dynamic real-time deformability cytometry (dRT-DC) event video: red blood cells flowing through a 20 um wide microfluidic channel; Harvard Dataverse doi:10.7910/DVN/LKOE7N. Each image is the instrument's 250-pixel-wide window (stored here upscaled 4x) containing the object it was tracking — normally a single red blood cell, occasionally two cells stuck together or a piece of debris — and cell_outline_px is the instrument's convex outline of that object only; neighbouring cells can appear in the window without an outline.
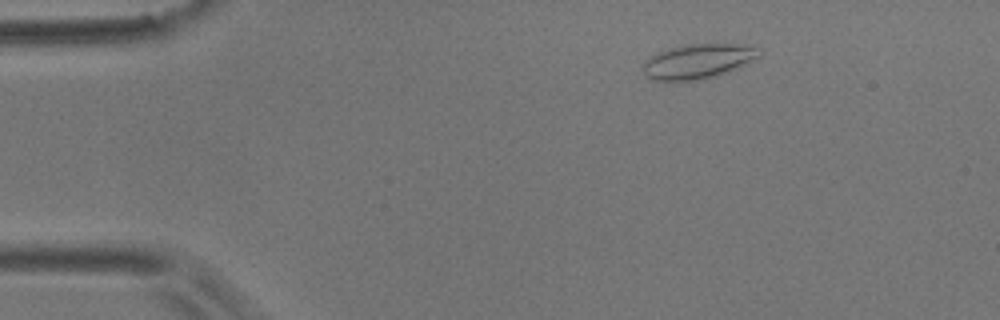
{"species": "common noctule bat (a hibernating species)", "species_latin": "Nyctalus noctula", "temperature_condition": "room temperature", "stored_images_in_passage": 6, "camera_frame_rate_fps": 3000, "um_per_image_px": 0.085, "animal": {"sex": "male", "body_mass_g": 17.9}, "frame": {"image": 1, "passage_image": 3, "time_ms": 0.667, "image_size_px": [1000, 320], "cell_outline_px": [[760, 56], [736, 68], [716, 76], [696, 80], [652, 80], [644, 76], [644, 64], [652, 56], [668, 48], [688, 44], [736, 44], [756, 48]], "centroid_in_image_um": [59.29, 5.21], "position_along_channel_um": 25.7, "area_um2": 22.83}}